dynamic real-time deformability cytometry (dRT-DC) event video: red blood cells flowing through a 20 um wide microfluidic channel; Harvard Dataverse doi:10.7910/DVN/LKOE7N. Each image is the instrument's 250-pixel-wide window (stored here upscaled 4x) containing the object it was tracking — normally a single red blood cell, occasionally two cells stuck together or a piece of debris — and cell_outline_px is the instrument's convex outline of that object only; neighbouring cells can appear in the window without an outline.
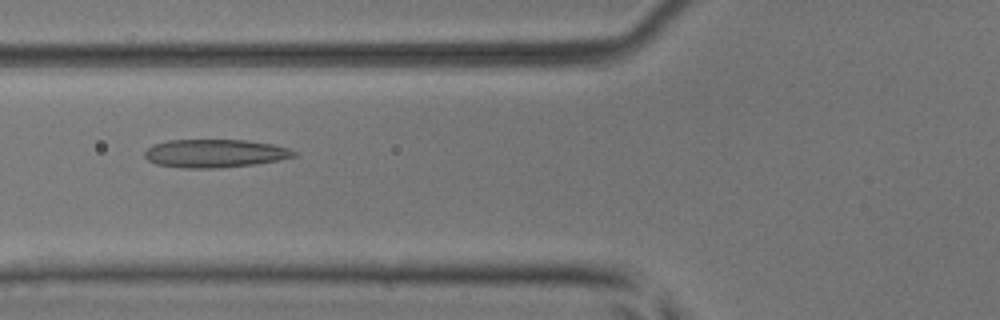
{"species": "common noctule bat (a hibernating species)", "species_latin": "Nyctalus noctula", "temperature_condition": "room temperature", "stored_images_in_passage": 6, "camera_frame_rate_fps": 3000, "um_per_image_px": 0.085, "animal": {"sex": "male", "body_mass_g": 17.9, "forearm_length_mm": 54.2}, "frame": {"image": 1, "passage_image": 6, "time_ms": 1.667, "image_size_px": [1000, 320], "cell_outline_px": [[296, 156], [280, 160], [252, 164], [220, 168], [184, 168], [156, 164], [148, 160], [144, 156], [144, 152], [152, 144], [168, 140], [244, 140], [272, 144], [288, 148], [296, 152]], "centroid_in_image_um": [18.24, 13.04], "position_along_channel_um": 107.6, "area_um2": 24.51}}